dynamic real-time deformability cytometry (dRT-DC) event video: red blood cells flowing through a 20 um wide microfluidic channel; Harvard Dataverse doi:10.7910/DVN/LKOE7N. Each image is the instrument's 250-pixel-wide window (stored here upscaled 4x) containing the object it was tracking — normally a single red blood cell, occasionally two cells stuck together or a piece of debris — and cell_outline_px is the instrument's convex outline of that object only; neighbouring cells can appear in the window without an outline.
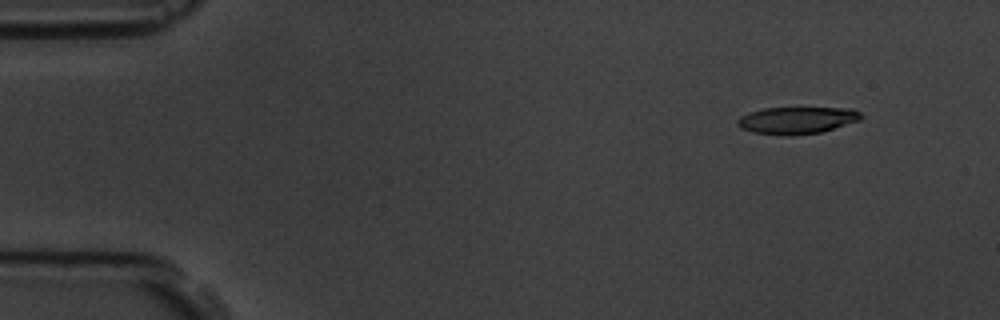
{"species": "common noctule bat (a hibernating species)", "species_latin": "Nyctalus noctula", "temperature_condition": "room temperature", "stored_images_in_passage": 5, "camera_frame_rate_fps": 3000, "um_per_image_px": 0.085, "animal": {"sex": "male", "body_mass_g": 19.5, "forearm_length_mm": 54.6}, "frame": {"image": 1, "passage_image": 2, "time_ms": 1.333, "image_size_px": [1000, 320], "cell_outline_px": [[864, 116], [860, 120], [820, 132], [784, 136], [752, 132], [740, 128], [736, 124], [736, 120], [740, 116], [748, 112], [764, 108], [852, 108], [860, 112]], "centroid_in_image_um": [67.7, 10.22], "position_along_channel_um": 17.3, "area_um2": 19.54}}
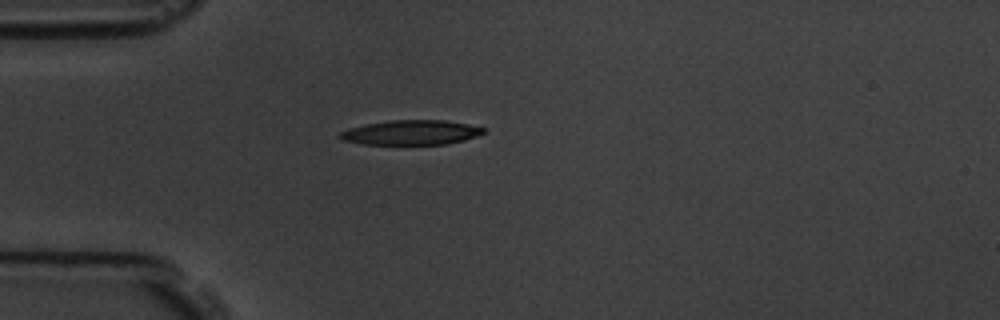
{"frame": {"image": 2, "passage_image": 5, "time_ms": 4.667, "image_size_px": [1000, 320], "cell_outline_px": [[484, 132], [476, 136], [464, 140], [448, 144], [364, 144], [340, 140], [336, 136], [340, 132], [348, 128], [388, 120], [444, 120], [468, 124], [484, 128]], "centroid_in_image_um": [34.89, 11.26], "position_along_channel_um": 50.1, "area_um2": 20.63}}